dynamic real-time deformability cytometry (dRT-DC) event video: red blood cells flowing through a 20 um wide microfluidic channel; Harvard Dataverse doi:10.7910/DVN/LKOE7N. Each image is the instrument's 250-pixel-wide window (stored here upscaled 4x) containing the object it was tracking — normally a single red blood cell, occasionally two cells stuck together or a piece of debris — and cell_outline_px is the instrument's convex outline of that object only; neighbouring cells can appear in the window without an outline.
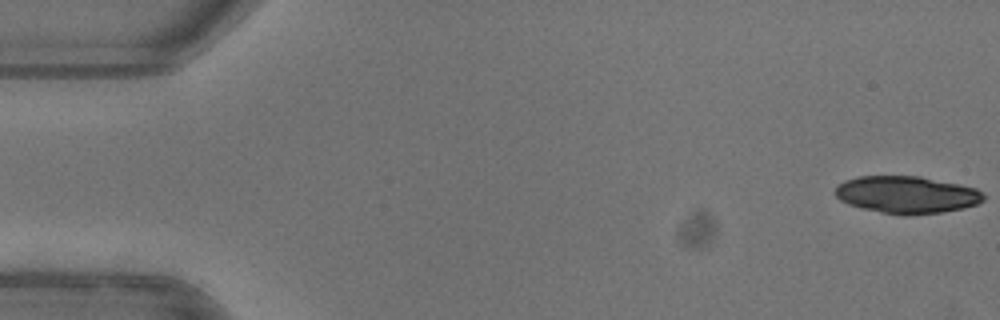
{"species": "common noctule bat (a hibernating species)", "species_latin": "Nyctalus noctula", "temperature_condition": "warm", "stored_images_in_passage": 52, "camera_frame_rate_fps": 3000, "um_per_image_px": 0.085, "animal": {"sex": "female"}, "frame": {"image": 1, "passage_image": 1, "time_ms": 0.0, "image_size_px": [1000, 320], "cell_outline_px": [[984, 200], [976, 204], [964, 208], [940, 212], [904, 216], [880, 212], [848, 204], [840, 200], [836, 196], [836, 184], [844, 180], [856, 176], [920, 176], [976, 188], [984, 192]], "centroid_in_image_um": [77.06, 16.54], "position_along_channel_um": 7.9, "area_um2": 32.25}}
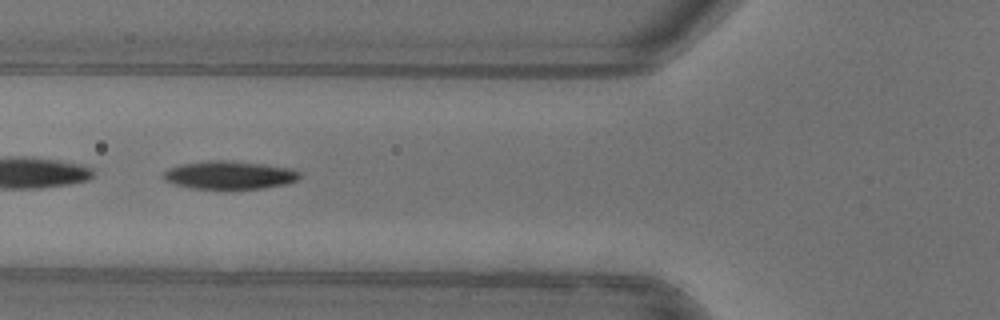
{"frame": {"image": 2, "passage_image": 20, "time_ms": 6.333, "image_size_px": [1000, 320], "cell_outline_px": [[300, 176], [296, 180], [284, 184], [264, 188], [192, 188], [176, 184], [164, 180], [160, 176], [168, 168], [180, 164], [208, 160], [232, 160], [264, 164], [292, 168], [300, 172]], "centroid_in_image_um": [19.48, 14.86], "position_along_channel_um": 106.3, "area_um2": 22.31}, "authors_computed_cell_mechanics": {"area_um2": 23.5824, "velocity_mm_per_s": 3.9845, "shape_relaxation_time_tau1_ms": 3.5426, "shape_relaxation_time_tau2_ms": null, "deformation_change_tau1": 0.1558, "deformation_change_tau2": null}}